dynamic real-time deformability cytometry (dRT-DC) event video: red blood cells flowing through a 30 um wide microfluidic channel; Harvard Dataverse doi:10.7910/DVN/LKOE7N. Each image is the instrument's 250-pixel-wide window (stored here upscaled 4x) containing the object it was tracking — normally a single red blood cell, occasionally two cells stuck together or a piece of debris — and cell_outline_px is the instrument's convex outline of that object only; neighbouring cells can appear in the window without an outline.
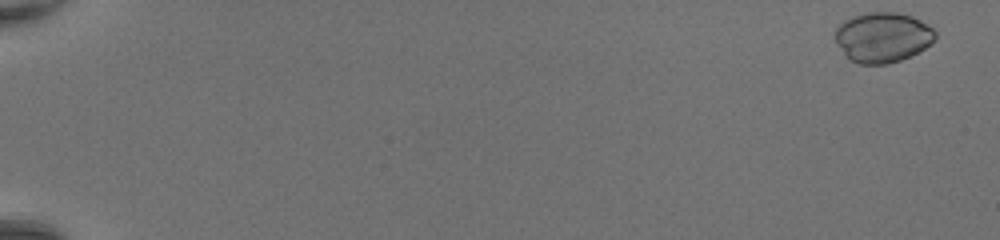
{"species": "common noctule bat (a hibernating species)", "species_latin": "Nyctalus noctula", "temperature_condition": "room temperature", "stored_images_in_passage": 49, "camera_frame_rate_fps": 3000, "um_per_image_px": 0.085, "animal": {"sex": "female", "body_mass_g": 20.0, "forearm_length_mm": 54.0}, "frame": {"image": 1, "passage_image": 1, "time_ms": 0.0, "image_size_px": [1000, 240], "cell_outline_px": [[936, 40], [924, 48], [900, 60], [888, 64], [860, 64], [848, 60], [836, 40], [836, 28], [844, 20], [852, 16], [868, 12], [896, 12], [912, 16], [920, 20], [932, 28], [936, 32]], "centroid_in_image_um": [75.03, 3.16], "position_along_channel_um": 10.0, "area_um2": 29.13}}
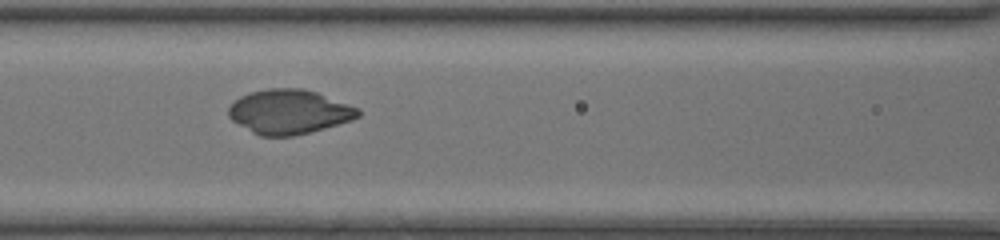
{"frame": {"image": 2, "passage_image": 24, "time_ms": 7.667, "image_size_px": [1000, 240], "cell_outline_px": [[360, 116], [352, 120], [324, 128], [292, 136], [260, 136], [252, 132], [232, 120], [228, 116], [228, 108], [240, 96], [248, 92], [268, 88], [304, 88], [316, 92], [360, 108]], "centroid_in_image_um": [24.57, 9.49], "position_along_channel_um": 142.0, "area_um2": 33.47}}
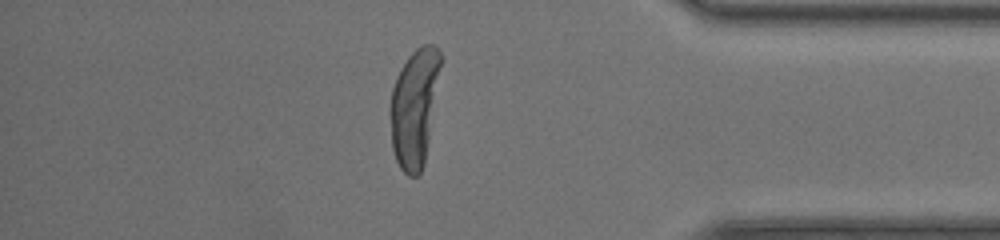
{"frame": {"image": 3, "passage_image": 43, "time_ms": 14.0, "image_size_px": [1000, 240], "cell_outline_px": [[444, 60], [424, 164], [420, 172], [416, 176], [408, 176], [400, 168], [396, 160], [392, 148], [388, 112], [392, 88], [396, 76], [400, 68], [408, 56], [416, 48], [424, 44], [436, 44], [444, 56]], "centroid_in_image_um": [35.25, 9.06], "position_along_channel_um": 400.0, "area_um2": 35.84}}